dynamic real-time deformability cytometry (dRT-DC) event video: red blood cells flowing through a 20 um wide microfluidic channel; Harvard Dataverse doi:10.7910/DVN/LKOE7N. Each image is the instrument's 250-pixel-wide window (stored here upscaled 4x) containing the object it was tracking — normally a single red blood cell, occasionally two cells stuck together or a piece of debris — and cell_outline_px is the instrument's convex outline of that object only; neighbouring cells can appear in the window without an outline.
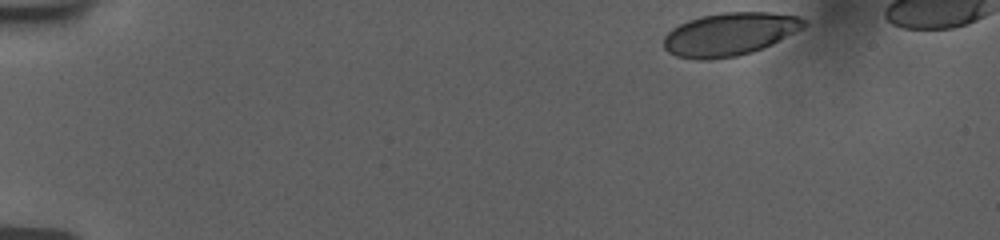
{"species": "human", "species_latin": "Homo sapiens", "temperature_condition": "room temperature", "stored_images_in_passage": 43, "camera_frame_rate_fps": 3000, "um_per_image_px": 0.085, "donor": {"sex": "female"}, "frame": {"image": 1, "passage_image": 1, "time_ms": 0.0, "image_size_px": [1000, 240], "cell_outline_px": [[808, 24], [804, 28], [772, 44], [752, 52], [736, 56], [708, 60], [700, 60], [676, 56], [668, 52], [664, 48], [664, 36], [672, 28], [688, 20], [700, 16], [724, 12], [768, 12], [796, 16], [808, 20]], "centroid_in_image_um": [62.03, 2.9], "position_along_channel_um": 23.0, "area_um2": 35.26}}
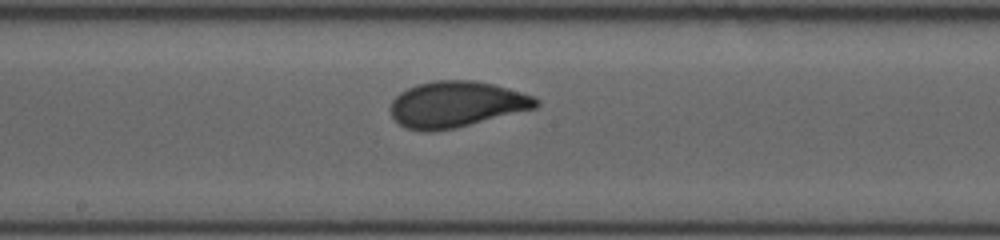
{"frame": {"image": 2, "passage_image": 25, "time_ms": 8.0, "image_size_px": [1000, 240], "cell_outline_px": [[540, 104], [536, 108], [452, 128], [428, 132], [420, 132], [404, 128], [392, 116], [388, 108], [392, 100], [400, 92], [408, 88], [420, 84], [436, 80], [472, 80], [492, 84], [520, 92], [532, 96], [540, 100]], "centroid_in_image_um": [38.74, 8.87], "position_along_channel_um": 209.5, "area_um2": 38.73}}
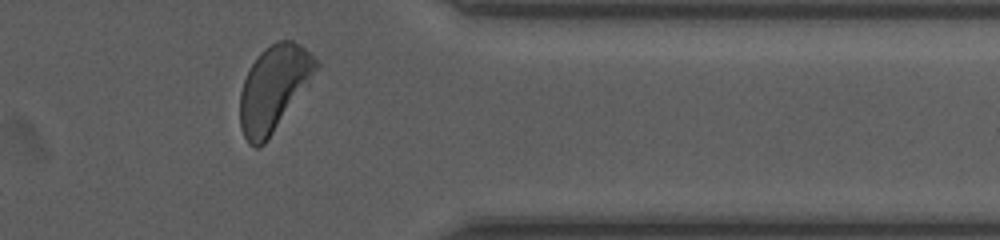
{"frame": {"image": 3, "passage_image": 40, "time_ms": 13.0, "image_size_px": [1000, 240], "cell_outline_px": [[320, 64], [308, 84], [264, 144], [260, 148], [256, 148], [248, 144], [240, 128], [240, 92], [244, 80], [252, 64], [260, 52], [264, 48], [276, 40], [292, 40], [300, 44], [320, 60]], "centroid_in_image_um": [23.26, 7.48], "position_along_channel_um": 388.1, "area_um2": 37.63}, "authors_computed_cell_mechanics": {"area_um2": 38.0902, "velocity_mm_per_s": 3.7459, "shape_relaxation_time_tau1_ms": 3.1771, "shape_relaxation_time_tau2_ms": null, "deformation_change_tau1": 0.1331, "deformation_change_tau2": null}}